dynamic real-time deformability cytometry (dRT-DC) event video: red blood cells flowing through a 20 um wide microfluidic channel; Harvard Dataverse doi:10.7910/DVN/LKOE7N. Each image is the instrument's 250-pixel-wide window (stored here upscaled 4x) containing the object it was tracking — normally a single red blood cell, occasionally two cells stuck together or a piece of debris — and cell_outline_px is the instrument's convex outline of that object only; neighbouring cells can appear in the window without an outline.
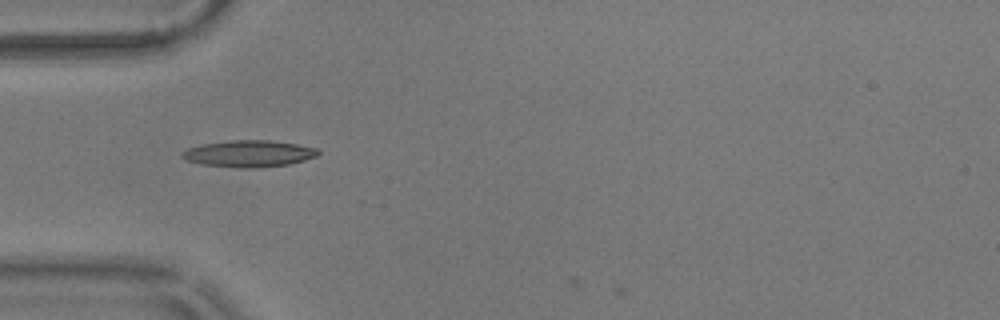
{"species": "common noctule bat (a hibernating species)", "species_latin": "Nyctalus noctula", "temperature_condition": "warm", "stored_images_in_passage": 6, "camera_frame_rate_fps": 3000, "um_per_image_px": 0.085, "animal": {"sex": "male", "body_mass_g": 17.9}, "frame": {"image": 1, "passage_image": 2, "time_ms": 0.333, "image_size_px": [1000, 320], "cell_outline_px": [[320, 152], [316, 156], [304, 160], [288, 164], [260, 168], [240, 168], [200, 164], [184, 160], [180, 156], [180, 152], [188, 148], [200, 144], [228, 140], [268, 140], [296, 144], [316, 148]], "centroid_in_image_um": [21.08, 13.06], "position_along_channel_um": 63.9, "area_um2": 21.33}}